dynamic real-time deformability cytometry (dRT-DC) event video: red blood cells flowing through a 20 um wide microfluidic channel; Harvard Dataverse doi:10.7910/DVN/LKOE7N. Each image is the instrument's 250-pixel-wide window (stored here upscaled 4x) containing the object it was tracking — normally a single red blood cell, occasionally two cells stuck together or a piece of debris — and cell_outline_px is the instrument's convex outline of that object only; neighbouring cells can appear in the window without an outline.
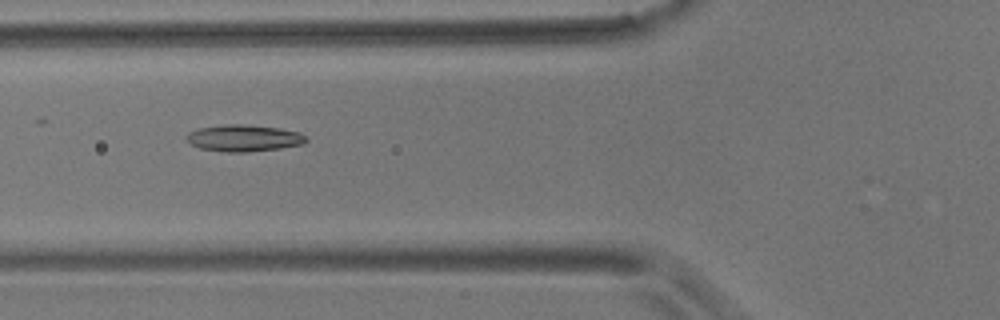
{"species": "common noctule bat (a hibernating species)", "species_latin": "Nyctalus noctula", "temperature_condition": "room temperature", "stored_images_in_passage": 5, "camera_frame_rate_fps": 3000, "um_per_image_px": 0.085, "animal": {"sex": "male", "body_mass_g": 17.9}, "frame": {"image": 1, "passage_image": 4, "time_ms": 3.667, "image_size_px": [1000, 320], "cell_outline_px": [[308, 140], [304, 144], [280, 148], [248, 152], [228, 152], [200, 148], [192, 144], [184, 136], [188, 132], [200, 128], [220, 124], [244, 124], [280, 128], [300, 132]], "centroid_in_image_um": [20.73, 11.73], "position_along_channel_um": 105.1, "area_um2": 18.67}}
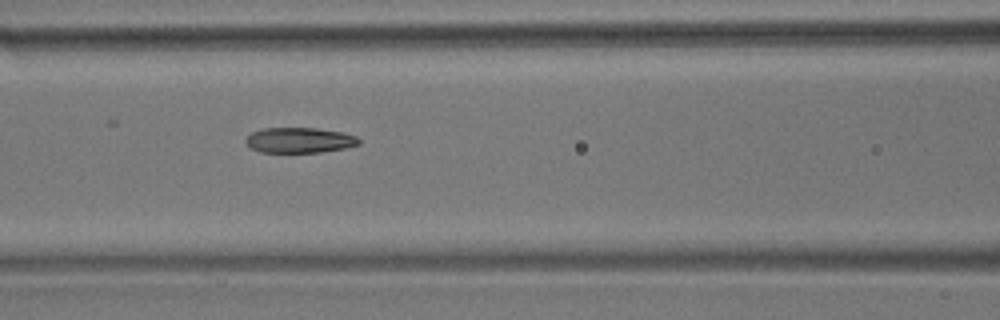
{"frame": {"image": 2, "passage_image": 5, "time_ms": 4.667, "image_size_px": [1000, 320], "cell_outline_px": [[360, 144], [344, 148], [320, 152], [260, 152], [252, 148], [244, 140], [252, 132], [264, 128], [316, 128], [344, 132], [356, 136], [360, 140]], "centroid_in_image_um": [25.48, 11.91], "position_along_channel_um": 141.1, "area_um2": 16.65}}